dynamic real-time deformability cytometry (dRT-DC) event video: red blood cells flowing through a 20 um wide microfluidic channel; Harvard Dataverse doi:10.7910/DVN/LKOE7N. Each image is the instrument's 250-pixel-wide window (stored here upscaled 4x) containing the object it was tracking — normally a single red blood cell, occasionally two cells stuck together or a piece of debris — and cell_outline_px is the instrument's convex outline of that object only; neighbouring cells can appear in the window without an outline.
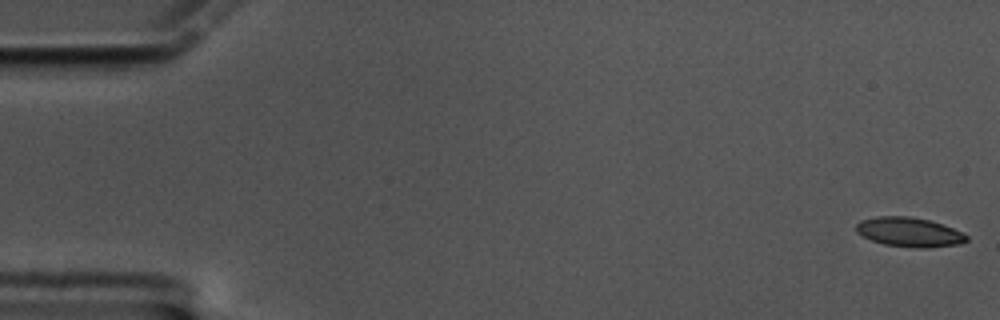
{"species": "common noctule bat (a hibernating species)", "species_latin": "Nyctalus noctula", "temperature_condition": "cold", "stored_images_in_passage": 55, "camera_frame_rate_fps": 3000, "um_per_image_px": 0.085, "animal": {"sex": "male", "body_mass_g": 17.5, "forearm_length_mm": 52.3}, "frame": {"image": 1, "passage_image": 1, "time_ms": 0.0, "image_size_px": [1000, 320], "cell_outline_px": [[968, 240], [960, 244], [928, 248], [916, 248], [884, 244], [872, 240], [856, 232], [856, 224], [860, 220], [876, 216], [908, 216], [928, 220], [952, 228], [968, 236]], "centroid_in_image_um": [77.27, 19.73], "position_along_channel_um": 7.7, "area_um2": 18.79}}
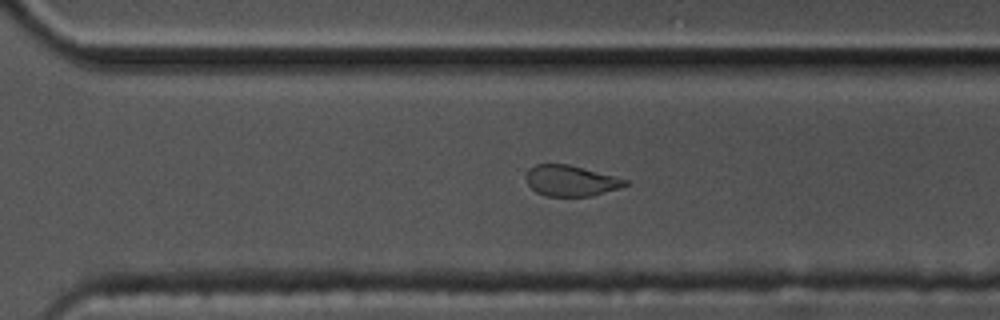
{"frame": {"image": 2, "passage_image": 41, "time_ms": 13.333, "image_size_px": [1000, 320], "cell_outline_px": [[632, 184], [620, 188], [592, 196], [548, 196], [536, 192], [528, 184], [524, 176], [528, 168], [536, 164], [568, 164], [628, 180]], "centroid_in_image_um": [48.51, 15.36], "position_along_channel_um": 322.1, "area_um2": 17.86}}
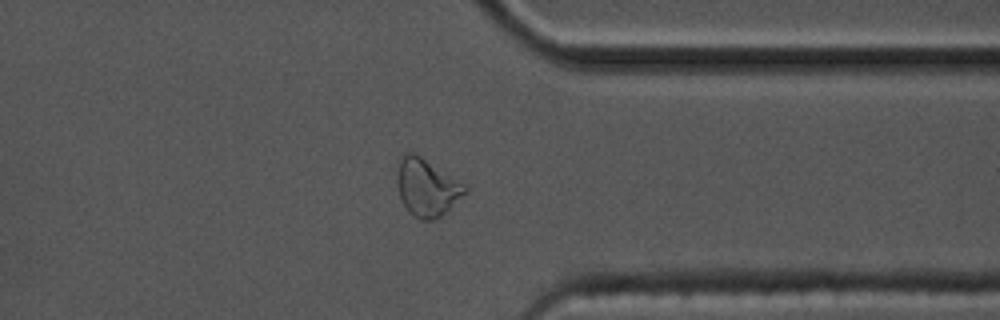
{"frame": {"image": 3, "passage_image": 46, "time_ms": 15.0, "image_size_px": [1000, 320], "cell_outline_px": [[468, 192], [440, 216], [432, 220], [420, 220], [408, 212], [400, 196], [396, 180], [400, 160], [404, 152], [412, 152], [420, 156], [464, 184], [468, 188]], "centroid_in_image_um": [36.27, 15.95], "position_along_channel_um": 375.1, "area_um2": 22.37}}